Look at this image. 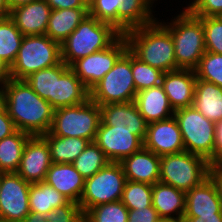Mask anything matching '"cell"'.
<instances>
[{
  "label": "cell",
  "instance_id": "6da1fadb",
  "mask_svg": "<svg viewBox=\"0 0 222 222\" xmlns=\"http://www.w3.org/2000/svg\"><path fill=\"white\" fill-rule=\"evenodd\" d=\"M6 94V110L17 130L31 136L44 135L49 132L54 109L41 98L25 80L5 78L3 80Z\"/></svg>",
  "mask_w": 222,
  "mask_h": 222
},
{
  "label": "cell",
  "instance_id": "7a4b0ae2",
  "mask_svg": "<svg viewBox=\"0 0 222 222\" xmlns=\"http://www.w3.org/2000/svg\"><path fill=\"white\" fill-rule=\"evenodd\" d=\"M128 49L141 61L162 72L176 70L174 43L169 30L158 19L124 34Z\"/></svg>",
  "mask_w": 222,
  "mask_h": 222
},
{
  "label": "cell",
  "instance_id": "3957f363",
  "mask_svg": "<svg viewBox=\"0 0 222 222\" xmlns=\"http://www.w3.org/2000/svg\"><path fill=\"white\" fill-rule=\"evenodd\" d=\"M164 21L157 18L170 32L176 58L177 69L194 70L206 52L202 20L192 15L185 7ZM168 20H170L168 22Z\"/></svg>",
  "mask_w": 222,
  "mask_h": 222
},
{
  "label": "cell",
  "instance_id": "277c9868",
  "mask_svg": "<svg viewBox=\"0 0 222 222\" xmlns=\"http://www.w3.org/2000/svg\"><path fill=\"white\" fill-rule=\"evenodd\" d=\"M120 35L112 25L87 15L61 43L62 61L70 66L80 58L109 47Z\"/></svg>",
  "mask_w": 222,
  "mask_h": 222
},
{
  "label": "cell",
  "instance_id": "5b68a950",
  "mask_svg": "<svg viewBox=\"0 0 222 222\" xmlns=\"http://www.w3.org/2000/svg\"><path fill=\"white\" fill-rule=\"evenodd\" d=\"M61 44L45 35L24 36L15 62L7 77L24 80L39 70L60 64Z\"/></svg>",
  "mask_w": 222,
  "mask_h": 222
},
{
  "label": "cell",
  "instance_id": "8992f818",
  "mask_svg": "<svg viewBox=\"0 0 222 222\" xmlns=\"http://www.w3.org/2000/svg\"><path fill=\"white\" fill-rule=\"evenodd\" d=\"M209 169L205 158L187 151L162 155L159 182L187 193L208 178Z\"/></svg>",
  "mask_w": 222,
  "mask_h": 222
},
{
  "label": "cell",
  "instance_id": "52a82bcc",
  "mask_svg": "<svg viewBox=\"0 0 222 222\" xmlns=\"http://www.w3.org/2000/svg\"><path fill=\"white\" fill-rule=\"evenodd\" d=\"M100 121V106L89 98L79 105L54 110L49 132L59 137H78L94 142Z\"/></svg>",
  "mask_w": 222,
  "mask_h": 222
},
{
  "label": "cell",
  "instance_id": "ba28073f",
  "mask_svg": "<svg viewBox=\"0 0 222 222\" xmlns=\"http://www.w3.org/2000/svg\"><path fill=\"white\" fill-rule=\"evenodd\" d=\"M173 116L180 128L185 151L205 158L212 167L216 123L193 106L178 109Z\"/></svg>",
  "mask_w": 222,
  "mask_h": 222
},
{
  "label": "cell",
  "instance_id": "9c48e42d",
  "mask_svg": "<svg viewBox=\"0 0 222 222\" xmlns=\"http://www.w3.org/2000/svg\"><path fill=\"white\" fill-rule=\"evenodd\" d=\"M137 94L132 76V52L127 51L114 67L90 90V99L100 105L125 103Z\"/></svg>",
  "mask_w": 222,
  "mask_h": 222
},
{
  "label": "cell",
  "instance_id": "30bf717a",
  "mask_svg": "<svg viewBox=\"0 0 222 222\" xmlns=\"http://www.w3.org/2000/svg\"><path fill=\"white\" fill-rule=\"evenodd\" d=\"M126 181L120 162H109L92 177L85 179L79 202L83 215L99 204L120 201Z\"/></svg>",
  "mask_w": 222,
  "mask_h": 222
},
{
  "label": "cell",
  "instance_id": "8fae6325",
  "mask_svg": "<svg viewBox=\"0 0 222 222\" xmlns=\"http://www.w3.org/2000/svg\"><path fill=\"white\" fill-rule=\"evenodd\" d=\"M128 42L121 34L109 47L80 58L69 67L90 91L127 51Z\"/></svg>",
  "mask_w": 222,
  "mask_h": 222
},
{
  "label": "cell",
  "instance_id": "7c38bea8",
  "mask_svg": "<svg viewBox=\"0 0 222 222\" xmlns=\"http://www.w3.org/2000/svg\"><path fill=\"white\" fill-rule=\"evenodd\" d=\"M30 183L17 173H1L0 222H22L30 213Z\"/></svg>",
  "mask_w": 222,
  "mask_h": 222
},
{
  "label": "cell",
  "instance_id": "4fadbf2b",
  "mask_svg": "<svg viewBox=\"0 0 222 222\" xmlns=\"http://www.w3.org/2000/svg\"><path fill=\"white\" fill-rule=\"evenodd\" d=\"M94 142L110 162H121L144 147V142L135 135V130L114 129V126H108L102 120Z\"/></svg>",
  "mask_w": 222,
  "mask_h": 222
},
{
  "label": "cell",
  "instance_id": "5bb4252c",
  "mask_svg": "<svg viewBox=\"0 0 222 222\" xmlns=\"http://www.w3.org/2000/svg\"><path fill=\"white\" fill-rule=\"evenodd\" d=\"M51 164L47 140L42 135L30 136L24 146L16 173L30 184L43 182Z\"/></svg>",
  "mask_w": 222,
  "mask_h": 222
},
{
  "label": "cell",
  "instance_id": "9a60e30c",
  "mask_svg": "<svg viewBox=\"0 0 222 222\" xmlns=\"http://www.w3.org/2000/svg\"><path fill=\"white\" fill-rule=\"evenodd\" d=\"M144 148L158 156L185 151L181 131L174 116L148 124Z\"/></svg>",
  "mask_w": 222,
  "mask_h": 222
},
{
  "label": "cell",
  "instance_id": "2e32d148",
  "mask_svg": "<svg viewBox=\"0 0 222 222\" xmlns=\"http://www.w3.org/2000/svg\"><path fill=\"white\" fill-rule=\"evenodd\" d=\"M101 120L114 129L135 130L143 142L147 133L148 123L139 113L134 101L100 105Z\"/></svg>",
  "mask_w": 222,
  "mask_h": 222
},
{
  "label": "cell",
  "instance_id": "e0dca14e",
  "mask_svg": "<svg viewBox=\"0 0 222 222\" xmlns=\"http://www.w3.org/2000/svg\"><path fill=\"white\" fill-rule=\"evenodd\" d=\"M196 80L194 70L190 69L163 73L161 86L174 111L192 106Z\"/></svg>",
  "mask_w": 222,
  "mask_h": 222
},
{
  "label": "cell",
  "instance_id": "ac0fdd59",
  "mask_svg": "<svg viewBox=\"0 0 222 222\" xmlns=\"http://www.w3.org/2000/svg\"><path fill=\"white\" fill-rule=\"evenodd\" d=\"M51 11L45 0H37L10 10L9 18L24 36L45 35Z\"/></svg>",
  "mask_w": 222,
  "mask_h": 222
},
{
  "label": "cell",
  "instance_id": "d6986e66",
  "mask_svg": "<svg viewBox=\"0 0 222 222\" xmlns=\"http://www.w3.org/2000/svg\"><path fill=\"white\" fill-rule=\"evenodd\" d=\"M126 180L153 185L159 182L160 156L144 147L120 162Z\"/></svg>",
  "mask_w": 222,
  "mask_h": 222
},
{
  "label": "cell",
  "instance_id": "ffe728a7",
  "mask_svg": "<svg viewBox=\"0 0 222 222\" xmlns=\"http://www.w3.org/2000/svg\"><path fill=\"white\" fill-rule=\"evenodd\" d=\"M45 182L64 195L69 201L79 204L85 178L70 163H52Z\"/></svg>",
  "mask_w": 222,
  "mask_h": 222
},
{
  "label": "cell",
  "instance_id": "44dd1931",
  "mask_svg": "<svg viewBox=\"0 0 222 222\" xmlns=\"http://www.w3.org/2000/svg\"><path fill=\"white\" fill-rule=\"evenodd\" d=\"M222 213V203L213 181L208 177L186 193L183 217H199Z\"/></svg>",
  "mask_w": 222,
  "mask_h": 222
},
{
  "label": "cell",
  "instance_id": "7402d4cb",
  "mask_svg": "<svg viewBox=\"0 0 222 222\" xmlns=\"http://www.w3.org/2000/svg\"><path fill=\"white\" fill-rule=\"evenodd\" d=\"M157 1L158 0H123L117 11V30L124 35L133 28L154 22L158 17V14H155L157 11H154L156 5H158L156 4L158 3Z\"/></svg>",
  "mask_w": 222,
  "mask_h": 222
},
{
  "label": "cell",
  "instance_id": "603a6c76",
  "mask_svg": "<svg viewBox=\"0 0 222 222\" xmlns=\"http://www.w3.org/2000/svg\"><path fill=\"white\" fill-rule=\"evenodd\" d=\"M134 102L148 124L169 119L175 113L161 85L138 91Z\"/></svg>",
  "mask_w": 222,
  "mask_h": 222
},
{
  "label": "cell",
  "instance_id": "cb8c5ba5",
  "mask_svg": "<svg viewBox=\"0 0 222 222\" xmlns=\"http://www.w3.org/2000/svg\"><path fill=\"white\" fill-rule=\"evenodd\" d=\"M186 193L161 182L152 185V206L161 219L183 220Z\"/></svg>",
  "mask_w": 222,
  "mask_h": 222
},
{
  "label": "cell",
  "instance_id": "d4e9b609",
  "mask_svg": "<svg viewBox=\"0 0 222 222\" xmlns=\"http://www.w3.org/2000/svg\"><path fill=\"white\" fill-rule=\"evenodd\" d=\"M192 106L208 120L222 121V87L197 79Z\"/></svg>",
  "mask_w": 222,
  "mask_h": 222
},
{
  "label": "cell",
  "instance_id": "484cf974",
  "mask_svg": "<svg viewBox=\"0 0 222 222\" xmlns=\"http://www.w3.org/2000/svg\"><path fill=\"white\" fill-rule=\"evenodd\" d=\"M90 91L69 68L60 78H56L55 110L86 102Z\"/></svg>",
  "mask_w": 222,
  "mask_h": 222
},
{
  "label": "cell",
  "instance_id": "4316f807",
  "mask_svg": "<svg viewBox=\"0 0 222 222\" xmlns=\"http://www.w3.org/2000/svg\"><path fill=\"white\" fill-rule=\"evenodd\" d=\"M87 15L88 8L52 10L46 35L61 44Z\"/></svg>",
  "mask_w": 222,
  "mask_h": 222
},
{
  "label": "cell",
  "instance_id": "83f0119b",
  "mask_svg": "<svg viewBox=\"0 0 222 222\" xmlns=\"http://www.w3.org/2000/svg\"><path fill=\"white\" fill-rule=\"evenodd\" d=\"M70 67L60 64L30 74L24 80L41 98L48 101L55 110L56 78H60Z\"/></svg>",
  "mask_w": 222,
  "mask_h": 222
},
{
  "label": "cell",
  "instance_id": "f1b7e54d",
  "mask_svg": "<svg viewBox=\"0 0 222 222\" xmlns=\"http://www.w3.org/2000/svg\"><path fill=\"white\" fill-rule=\"evenodd\" d=\"M49 146L52 163H70L85 150L90 143L78 137H59L50 132L42 135Z\"/></svg>",
  "mask_w": 222,
  "mask_h": 222
},
{
  "label": "cell",
  "instance_id": "f546056e",
  "mask_svg": "<svg viewBox=\"0 0 222 222\" xmlns=\"http://www.w3.org/2000/svg\"><path fill=\"white\" fill-rule=\"evenodd\" d=\"M31 135L17 130L0 140V173H16L24 146Z\"/></svg>",
  "mask_w": 222,
  "mask_h": 222
},
{
  "label": "cell",
  "instance_id": "4dcf8cb0",
  "mask_svg": "<svg viewBox=\"0 0 222 222\" xmlns=\"http://www.w3.org/2000/svg\"><path fill=\"white\" fill-rule=\"evenodd\" d=\"M68 201L69 200L64 195L48 185L45 181L30 184V212L46 215L49 211L66 204Z\"/></svg>",
  "mask_w": 222,
  "mask_h": 222
},
{
  "label": "cell",
  "instance_id": "1f68e13d",
  "mask_svg": "<svg viewBox=\"0 0 222 222\" xmlns=\"http://www.w3.org/2000/svg\"><path fill=\"white\" fill-rule=\"evenodd\" d=\"M24 35L8 17L0 20V63L8 70L15 62Z\"/></svg>",
  "mask_w": 222,
  "mask_h": 222
},
{
  "label": "cell",
  "instance_id": "d6a6232c",
  "mask_svg": "<svg viewBox=\"0 0 222 222\" xmlns=\"http://www.w3.org/2000/svg\"><path fill=\"white\" fill-rule=\"evenodd\" d=\"M109 159L95 142H90L72 163L85 179L92 177L109 163Z\"/></svg>",
  "mask_w": 222,
  "mask_h": 222
},
{
  "label": "cell",
  "instance_id": "836d02e7",
  "mask_svg": "<svg viewBox=\"0 0 222 222\" xmlns=\"http://www.w3.org/2000/svg\"><path fill=\"white\" fill-rule=\"evenodd\" d=\"M128 211L121 201L99 204L83 215V222H127Z\"/></svg>",
  "mask_w": 222,
  "mask_h": 222
},
{
  "label": "cell",
  "instance_id": "e575fe53",
  "mask_svg": "<svg viewBox=\"0 0 222 222\" xmlns=\"http://www.w3.org/2000/svg\"><path fill=\"white\" fill-rule=\"evenodd\" d=\"M128 210L152 205V185L127 180L120 200Z\"/></svg>",
  "mask_w": 222,
  "mask_h": 222
},
{
  "label": "cell",
  "instance_id": "d590c367",
  "mask_svg": "<svg viewBox=\"0 0 222 222\" xmlns=\"http://www.w3.org/2000/svg\"><path fill=\"white\" fill-rule=\"evenodd\" d=\"M163 73L132 53V76L137 92L161 85Z\"/></svg>",
  "mask_w": 222,
  "mask_h": 222
},
{
  "label": "cell",
  "instance_id": "8d00e7d4",
  "mask_svg": "<svg viewBox=\"0 0 222 222\" xmlns=\"http://www.w3.org/2000/svg\"><path fill=\"white\" fill-rule=\"evenodd\" d=\"M197 79L222 87V54L206 51L194 69Z\"/></svg>",
  "mask_w": 222,
  "mask_h": 222
},
{
  "label": "cell",
  "instance_id": "74e56055",
  "mask_svg": "<svg viewBox=\"0 0 222 222\" xmlns=\"http://www.w3.org/2000/svg\"><path fill=\"white\" fill-rule=\"evenodd\" d=\"M122 2L123 0H90L88 15L112 25L117 30V11Z\"/></svg>",
  "mask_w": 222,
  "mask_h": 222
},
{
  "label": "cell",
  "instance_id": "f35d334b",
  "mask_svg": "<svg viewBox=\"0 0 222 222\" xmlns=\"http://www.w3.org/2000/svg\"><path fill=\"white\" fill-rule=\"evenodd\" d=\"M202 20L206 51L222 54V17H198Z\"/></svg>",
  "mask_w": 222,
  "mask_h": 222
},
{
  "label": "cell",
  "instance_id": "ab89813d",
  "mask_svg": "<svg viewBox=\"0 0 222 222\" xmlns=\"http://www.w3.org/2000/svg\"><path fill=\"white\" fill-rule=\"evenodd\" d=\"M47 222H83V213L80 205L73 201L49 211L46 214Z\"/></svg>",
  "mask_w": 222,
  "mask_h": 222
},
{
  "label": "cell",
  "instance_id": "60d3db41",
  "mask_svg": "<svg viewBox=\"0 0 222 222\" xmlns=\"http://www.w3.org/2000/svg\"><path fill=\"white\" fill-rule=\"evenodd\" d=\"M184 7L196 17H222V0H189Z\"/></svg>",
  "mask_w": 222,
  "mask_h": 222
},
{
  "label": "cell",
  "instance_id": "b9f144b4",
  "mask_svg": "<svg viewBox=\"0 0 222 222\" xmlns=\"http://www.w3.org/2000/svg\"><path fill=\"white\" fill-rule=\"evenodd\" d=\"M161 218L153 206L128 211L127 222H158Z\"/></svg>",
  "mask_w": 222,
  "mask_h": 222
},
{
  "label": "cell",
  "instance_id": "7bdbcfd3",
  "mask_svg": "<svg viewBox=\"0 0 222 222\" xmlns=\"http://www.w3.org/2000/svg\"><path fill=\"white\" fill-rule=\"evenodd\" d=\"M52 10L88 8L87 0H45Z\"/></svg>",
  "mask_w": 222,
  "mask_h": 222
},
{
  "label": "cell",
  "instance_id": "ee69618b",
  "mask_svg": "<svg viewBox=\"0 0 222 222\" xmlns=\"http://www.w3.org/2000/svg\"><path fill=\"white\" fill-rule=\"evenodd\" d=\"M213 166H222V121L216 123Z\"/></svg>",
  "mask_w": 222,
  "mask_h": 222
},
{
  "label": "cell",
  "instance_id": "f6af8a7d",
  "mask_svg": "<svg viewBox=\"0 0 222 222\" xmlns=\"http://www.w3.org/2000/svg\"><path fill=\"white\" fill-rule=\"evenodd\" d=\"M17 128L7 110L0 113V140L15 133Z\"/></svg>",
  "mask_w": 222,
  "mask_h": 222
},
{
  "label": "cell",
  "instance_id": "bcb514c9",
  "mask_svg": "<svg viewBox=\"0 0 222 222\" xmlns=\"http://www.w3.org/2000/svg\"><path fill=\"white\" fill-rule=\"evenodd\" d=\"M208 177L213 181L222 203V166L210 167Z\"/></svg>",
  "mask_w": 222,
  "mask_h": 222
},
{
  "label": "cell",
  "instance_id": "7dc6e473",
  "mask_svg": "<svg viewBox=\"0 0 222 222\" xmlns=\"http://www.w3.org/2000/svg\"><path fill=\"white\" fill-rule=\"evenodd\" d=\"M183 222H222V213L200 215L199 217H183Z\"/></svg>",
  "mask_w": 222,
  "mask_h": 222
},
{
  "label": "cell",
  "instance_id": "c3c4849f",
  "mask_svg": "<svg viewBox=\"0 0 222 222\" xmlns=\"http://www.w3.org/2000/svg\"><path fill=\"white\" fill-rule=\"evenodd\" d=\"M22 222H47L46 215L30 212Z\"/></svg>",
  "mask_w": 222,
  "mask_h": 222
},
{
  "label": "cell",
  "instance_id": "681fc988",
  "mask_svg": "<svg viewBox=\"0 0 222 222\" xmlns=\"http://www.w3.org/2000/svg\"><path fill=\"white\" fill-rule=\"evenodd\" d=\"M10 15V8L6 0H0V20L7 19Z\"/></svg>",
  "mask_w": 222,
  "mask_h": 222
},
{
  "label": "cell",
  "instance_id": "f907efd6",
  "mask_svg": "<svg viewBox=\"0 0 222 222\" xmlns=\"http://www.w3.org/2000/svg\"><path fill=\"white\" fill-rule=\"evenodd\" d=\"M6 111V94L3 82L0 83V113Z\"/></svg>",
  "mask_w": 222,
  "mask_h": 222
},
{
  "label": "cell",
  "instance_id": "816d5d0a",
  "mask_svg": "<svg viewBox=\"0 0 222 222\" xmlns=\"http://www.w3.org/2000/svg\"><path fill=\"white\" fill-rule=\"evenodd\" d=\"M10 10L21 6V5H25V4H29L31 2L37 1V0H6Z\"/></svg>",
  "mask_w": 222,
  "mask_h": 222
},
{
  "label": "cell",
  "instance_id": "f5cc1de1",
  "mask_svg": "<svg viewBox=\"0 0 222 222\" xmlns=\"http://www.w3.org/2000/svg\"><path fill=\"white\" fill-rule=\"evenodd\" d=\"M7 78V69L0 63V83Z\"/></svg>",
  "mask_w": 222,
  "mask_h": 222
},
{
  "label": "cell",
  "instance_id": "db71d44e",
  "mask_svg": "<svg viewBox=\"0 0 222 222\" xmlns=\"http://www.w3.org/2000/svg\"><path fill=\"white\" fill-rule=\"evenodd\" d=\"M158 222H183V220H175V219H160Z\"/></svg>",
  "mask_w": 222,
  "mask_h": 222
}]
</instances>
